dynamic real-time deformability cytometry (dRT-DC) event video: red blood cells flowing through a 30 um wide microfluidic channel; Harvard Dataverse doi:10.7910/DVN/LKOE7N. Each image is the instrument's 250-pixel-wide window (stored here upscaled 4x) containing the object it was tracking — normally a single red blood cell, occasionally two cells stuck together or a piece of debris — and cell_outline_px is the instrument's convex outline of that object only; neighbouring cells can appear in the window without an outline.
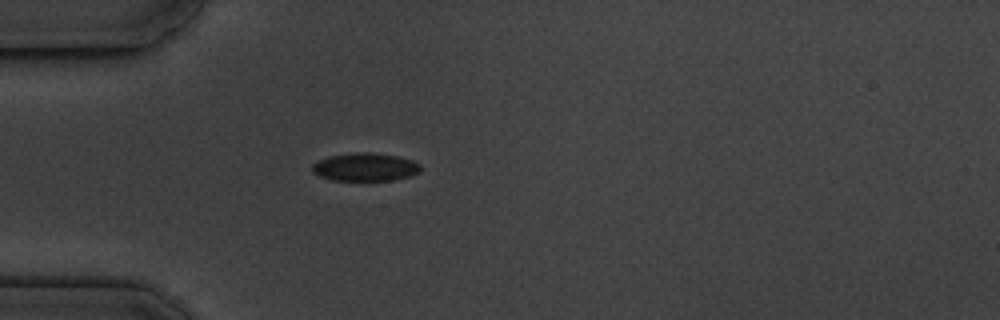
{"species": "common noctule bat (a hibernating species)", "species_latin": "Nyctalus noctula", "temperature_condition": "cold", "stored_images_in_passage": 4, "camera_frame_rate_fps": 3000, "um_per_image_px": 0.085, "animal": {"sex": "male", "body_mass_g": 19.5, "forearm_length_mm": 54.6}, "frame": {"image": 1, "passage_image": 4, "time_ms": 3.667, "image_size_px": [1000, 320], "cell_outline_px": [[420, 172], [412, 176], [392, 180], [332, 180], [320, 176], [312, 172], [312, 164], [328, 156], [360, 152], [368, 152], [396, 156], [412, 160], [420, 164]], "centroid_in_image_um": [31.05, 14.2], "position_along_channel_um": 53.9, "area_um2": 17.63}}